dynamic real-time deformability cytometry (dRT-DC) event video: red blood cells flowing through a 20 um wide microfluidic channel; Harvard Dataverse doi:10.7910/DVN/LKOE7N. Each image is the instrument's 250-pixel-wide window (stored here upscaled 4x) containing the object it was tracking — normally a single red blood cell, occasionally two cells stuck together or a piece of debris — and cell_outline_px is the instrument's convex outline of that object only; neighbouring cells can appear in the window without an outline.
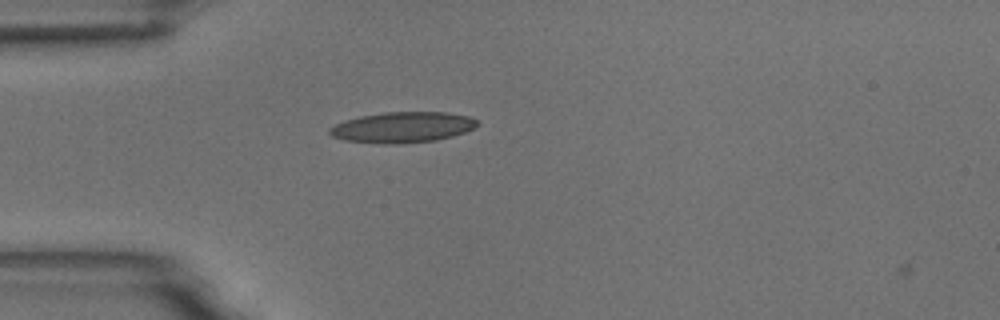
{"species": "common noctule bat (a hibernating species)", "species_latin": "Nyctalus noctula", "temperature_condition": "room temperature", "stored_images_in_passage": 5, "camera_frame_rate_fps": 3000, "um_per_image_px": 0.085, "animal": {"sex": "male", "body_mass_g": 18.8}, "frame": {"image": 1, "passage_image": 4, "time_ms": 1.0, "image_size_px": [1000, 320], "cell_outline_px": [[476, 124], [472, 128], [464, 132], [452, 136], [436, 140], [400, 144], [384, 144], [344, 140], [332, 136], [328, 132], [328, 128], [336, 124], [360, 116], [384, 112], [444, 112], [468, 116], [476, 120]], "centroid_in_image_um": [34.17, 10.82], "position_along_channel_um": 50.8, "area_um2": 26.18}}